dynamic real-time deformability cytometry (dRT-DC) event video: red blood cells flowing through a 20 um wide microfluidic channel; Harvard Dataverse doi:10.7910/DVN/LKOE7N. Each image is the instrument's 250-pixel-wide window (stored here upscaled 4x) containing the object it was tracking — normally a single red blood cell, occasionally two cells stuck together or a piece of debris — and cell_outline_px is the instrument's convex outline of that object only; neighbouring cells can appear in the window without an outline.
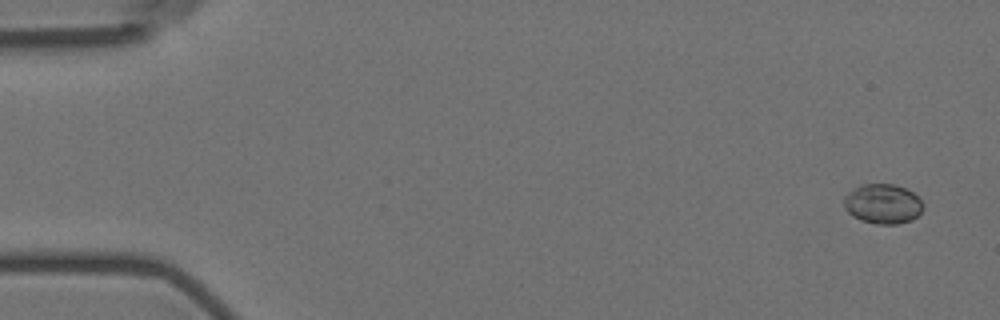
{"species": "Egyptian fruit bat (a non-hibernating species)", "species_latin": "Rousettus aegyptiacus", "temperature_condition": "room temperature", "stored_images_in_passage": 6, "camera_frame_rate_fps": 3000, "um_per_image_px": 0.085, "animal": {"sex": "female"}, "frame": {"image": 1, "passage_image": 1, "time_ms": 0.0, "image_size_px": [1000, 320], "cell_outline_px": [[924, 208], [912, 220], [896, 224], [876, 224], [860, 220], [852, 216], [844, 208], [844, 196], [848, 192], [860, 184], [896, 184], [912, 192], [924, 204]], "centroid_in_image_um": [75.02, 17.33], "position_along_channel_um": 10.0, "area_um2": 18.44}}
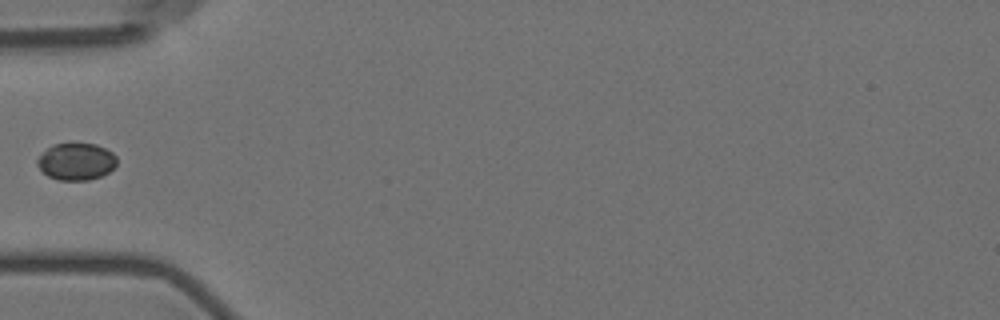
{"frame": {"image": 2, "passage_image": 5, "time_ms": 5.667, "image_size_px": [1000, 320], "cell_outline_px": [[116, 164], [108, 172], [100, 176], [88, 180], [60, 180], [48, 176], [36, 164], [36, 160], [52, 144], [96, 144], [112, 152], [116, 156]], "centroid_in_image_um": [6.47, 13.73], "position_along_channel_um": 78.5, "area_um2": 16.88}}
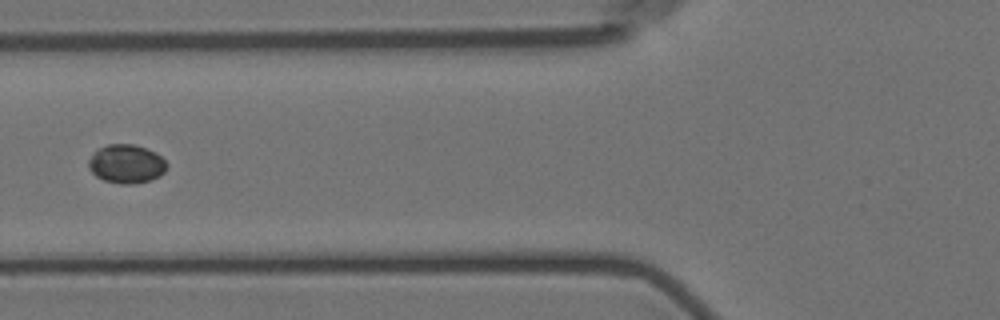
{"frame": {"image": 3, "passage_image": 6, "time_ms": 6.667, "image_size_px": [1000, 320], "cell_outline_px": [[168, 164], [164, 172], [160, 176], [152, 180], [136, 184], [120, 184], [104, 180], [96, 176], [88, 168], [88, 160], [92, 152], [96, 148], [108, 144], [132, 144], [156, 152]], "centroid_in_image_um": [10.72, 13.93], "position_along_channel_um": 115.1, "area_um2": 17.92}}